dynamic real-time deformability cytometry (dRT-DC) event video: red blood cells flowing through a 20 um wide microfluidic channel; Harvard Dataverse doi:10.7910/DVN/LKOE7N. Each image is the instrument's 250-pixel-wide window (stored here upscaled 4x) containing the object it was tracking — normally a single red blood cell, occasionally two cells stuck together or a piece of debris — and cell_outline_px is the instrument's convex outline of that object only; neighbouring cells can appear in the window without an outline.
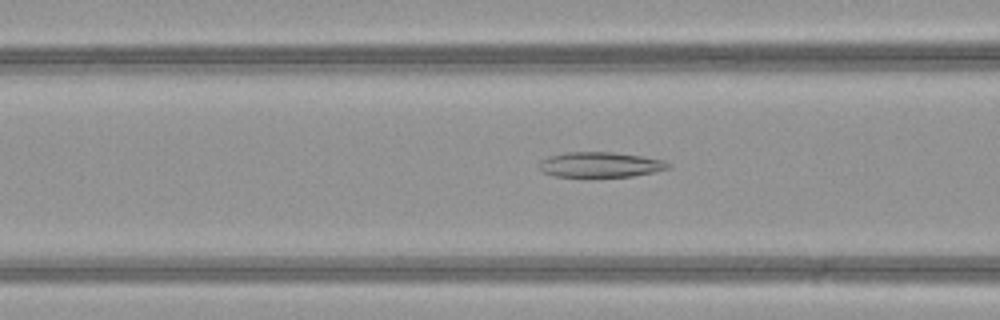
{"species": "common noctule bat (a hibernating species)", "species_latin": "Nyctalus noctula", "temperature_condition": "warm", "stored_images_in_passage": 52, "camera_frame_rate_fps": 3000, "um_per_image_px": 0.085, "animal": {"sex": "female", "body_mass_g": 21.9}, "frame": {"image": 1, "passage_image": 22, "time_ms": 7.0, "image_size_px": [1000, 320], "cell_outline_px": [[672, 168], [632, 176], [552, 176], [544, 172], [540, 168], [540, 160], [548, 156], [564, 152], [612, 152], [640, 156], [664, 160], [672, 164]], "centroid_in_image_um": [51.04, 13.98], "position_along_channel_um": 115.6, "area_um2": 18.84}}
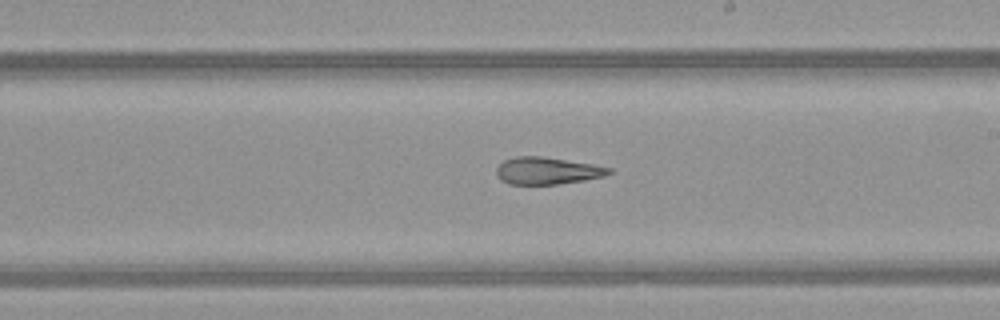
{"frame": {"image": 2, "passage_image": 31, "time_ms": 10.0, "image_size_px": [1000, 320], "cell_outline_px": [[612, 172], [604, 176], [584, 180], [556, 184], [508, 184], [500, 180], [496, 176], [496, 168], [504, 160], [516, 156], [544, 156], [592, 164], [612, 168]], "centroid_in_image_um": [46.48, 14.51], "position_along_channel_um": 242.5, "area_um2": 17.86}}
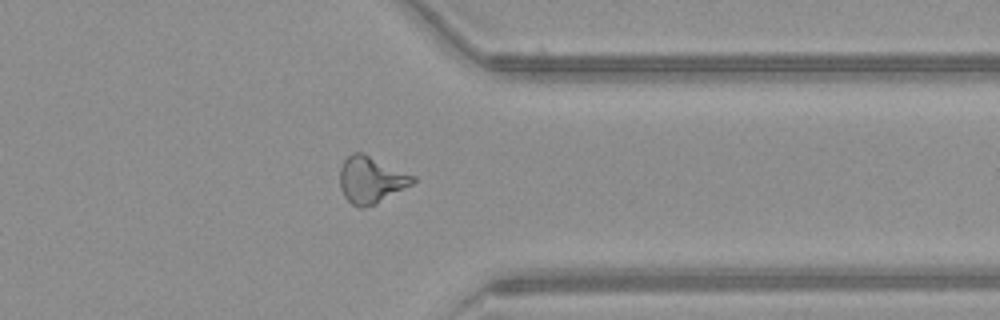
{"frame": {"image": 3, "passage_image": 41, "time_ms": 13.333, "image_size_px": [1000, 320], "cell_outline_px": [[416, 180], [412, 184], [364, 208], [360, 208], [352, 204], [344, 196], [340, 188], [340, 168], [344, 160], [352, 152], [364, 152], [416, 176]], "centroid_in_image_um": [31.52, 15.24], "position_along_channel_um": 379.9, "area_um2": 19.71}}